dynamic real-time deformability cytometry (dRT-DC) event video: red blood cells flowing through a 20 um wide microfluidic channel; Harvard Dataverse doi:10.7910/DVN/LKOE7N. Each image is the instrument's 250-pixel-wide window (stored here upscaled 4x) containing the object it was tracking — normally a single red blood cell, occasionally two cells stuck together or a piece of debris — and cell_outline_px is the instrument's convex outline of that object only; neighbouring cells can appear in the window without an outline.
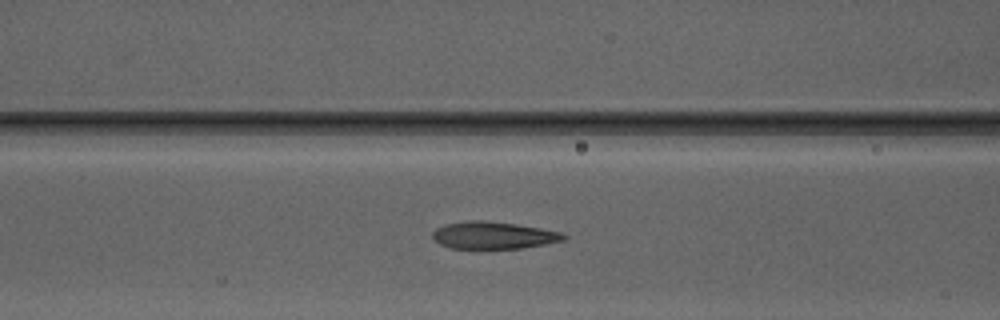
{"species": "Egyptian fruit bat (a non-hibernating species)", "species_latin": "Rousettus aegyptiacus", "temperature_condition": "warm", "stored_images_in_passage": 39, "camera_frame_rate_fps": 3000, "um_per_image_px": 0.085, "animal": {"sex": "male"}, "frame": {"image": 1, "passage_image": 12, "time_ms": 3.667, "image_size_px": [1000, 320], "cell_outline_px": [[568, 236], [564, 240], [544, 244], [520, 248], [452, 248], [440, 244], [432, 236], [432, 232], [436, 228], [444, 224], [468, 220], [484, 220], [540, 228], [560, 232]], "centroid_in_image_um": [41.91, 19.99], "position_along_channel_um": 124.7, "area_um2": 20.52}}
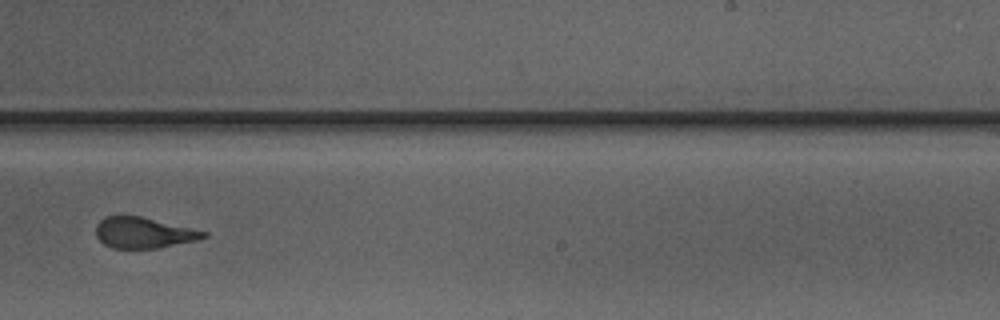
{"frame": {"image": 2, "passage_image": 23, "time_ms": 7.333, "image_size_px": [1000, 320], "cell_outline_px": [[208, 236], [196, 240], [156, 248], [112, 248], [104, 244], [96, 236], [96, 224], [104, 216], [140, 216], [208, 232]], "centroid_in_image_um": [12.17, 19.78], "position_along_channel_um": 276.8, "area_um2": 19.13}}
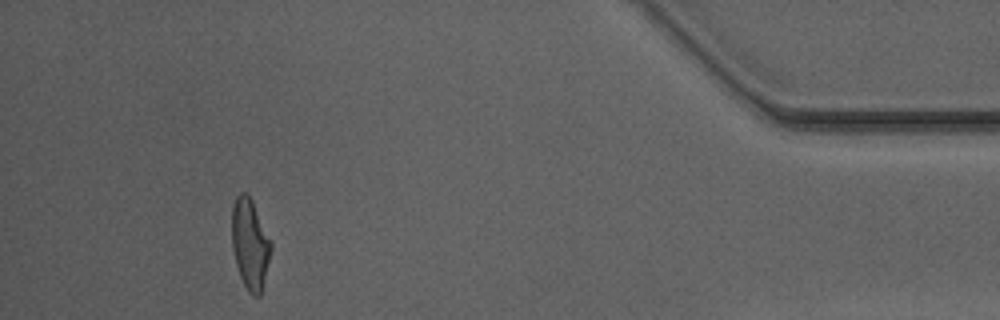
{"frame": {"image": 3, "passage_image": 37, "time_ms": 12.0, "image_size_px": [1000, 320], "cell_outline_px": [[272, 248], [260, 296], [252, 296], [248, 292], [240, 276], [236, 264], [232, 248], [232, 204], [236, 196], [240, 192], [248, 192], [252, 200], [272, 244]], "centroid_in_image_um": [21.24, 20.71], "position_along_channel_um": 414.0, "area_um2": 20.58}}